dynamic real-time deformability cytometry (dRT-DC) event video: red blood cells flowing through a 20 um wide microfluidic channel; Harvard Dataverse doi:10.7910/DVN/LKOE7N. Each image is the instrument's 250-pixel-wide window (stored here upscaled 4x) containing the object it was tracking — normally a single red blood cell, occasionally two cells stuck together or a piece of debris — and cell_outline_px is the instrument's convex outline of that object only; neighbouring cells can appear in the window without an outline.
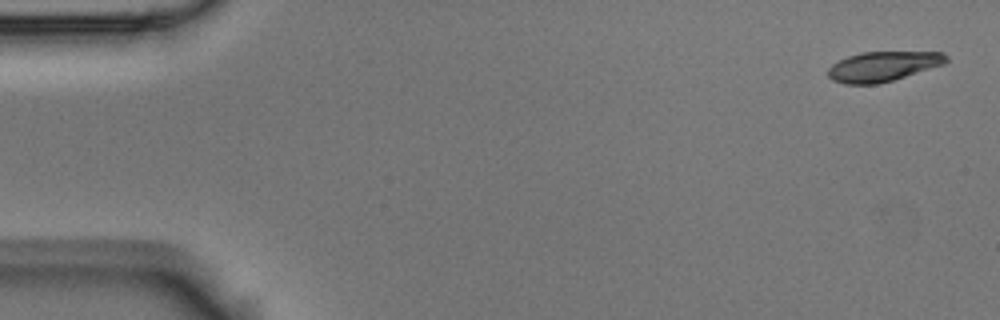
{"species": "Egyptian fruit bat (a non-hibernating species)", "species_latin": "Rousettus aegyptiacus", "temperature_condition": "room temperature", "stored_images_in_passage": 5, "camera_frame_rate_fps": 3000, "um_per_image_px": 0.085, "animal": {"sex": "male"}, "frame": {"image": 1, "passage_image": 1, "time_ms": 0.0, "image_size_px": [1000, 320], "cell_outline_px": [[948, 60], [944, 64], [892, 80], [876, 84], [844, 84], [832, 80], [828, 76], [828, 68], [832, 64], [848, 56], [860, 52], [944, 52], [948, 56]], "centroid_in_image_um": [75.04, 5.64], "position_along_channel_um": 10.0, "area_um2": 20.46}}
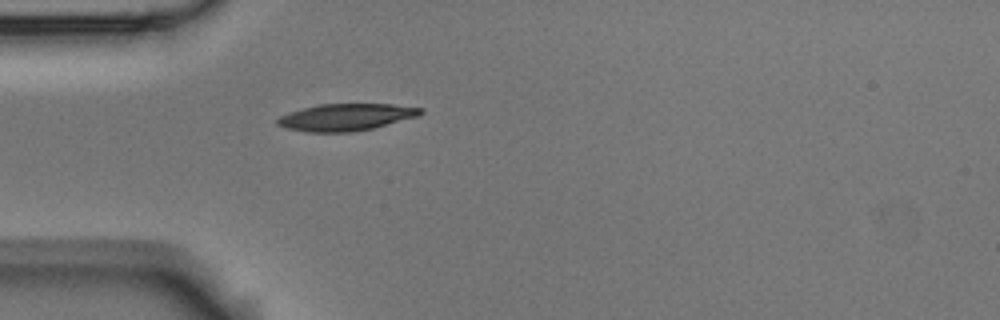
{"frame": {"image": 2, "passage_image": 5, "time_ms": 1.333, "image_size_px": [1000, 320], "cell_outline_px": [[424, 112], [420, 116], [372, 128], [352, 132], [308, 132], [288, 128], [276, 124], [276, 120], [280, 116], [304, 108], [320, 104], [392, 104], [424, 108]], "centroid_in_image_um": [29.47, 9.96], "position_along_channel_um": 55.5, "area_um2": 22.37}}